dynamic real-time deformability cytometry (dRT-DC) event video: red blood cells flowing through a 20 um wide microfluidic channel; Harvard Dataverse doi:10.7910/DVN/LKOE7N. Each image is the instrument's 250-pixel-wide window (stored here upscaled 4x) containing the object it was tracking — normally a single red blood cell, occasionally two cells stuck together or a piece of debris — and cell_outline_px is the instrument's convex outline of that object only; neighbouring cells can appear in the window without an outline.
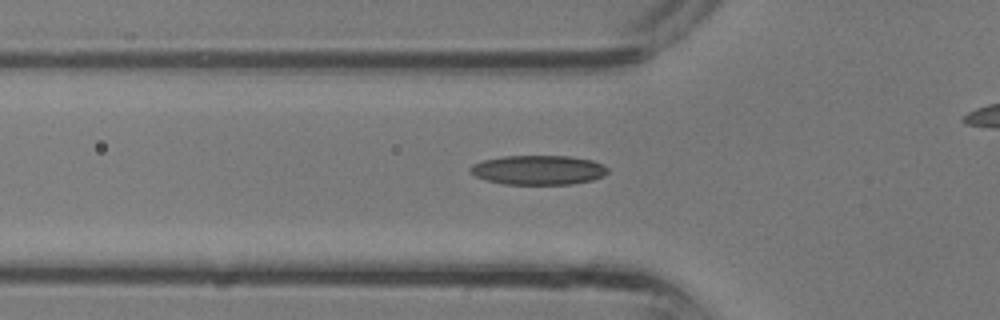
{"species": "common noctule bat (a hibernating species)", "species_latin": "Nyctalus noctula", "temperature_condition": "room temperature", "stored_images_in_passage": 28, "camera_frame_rate_fps": 3000, "um_per_image_px": 0.085, "animal": {"sex": "male", "body_mass_g": 13.3}, "frame": {"image": 1, "passage_image": 11, "time_ms": 3.333, "image_size_px": [1000, 320], "cell_outline_px": [[608, 172], [604, 176], [592, 180], [572, 184], [504, 184], [484, 180], [468, 172], [468, 168], [472, 164], [484, 160], [504, 156], [568, 156], [592, 160], [604, 164], [608, 168]], "centroid_in_image_um": [45.75, 14.45], "position_along_channel_um": 80.1, "area_um2": 23.76}}
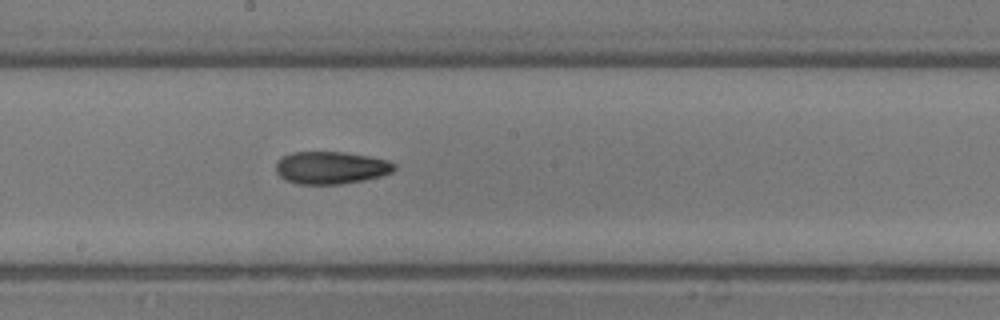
{"frame": {"image": 2, "passage_image": 18, "time_ms": 5.667, "image_size_px": [1000, 320], "cell_outline_px": [[396, 168], [392, 172], [380, 176], [364, 180], [340, 184], [296, 184], [284, 180], [276, 172], [276, 164], [284, 156], [292, 152], [340, 152], [368, 156], [388, 160], [396, 164]], "centroid_in_image_um": [28.13, 14.26], "position_along_channel_um": 220.1, "area_um2": 22.37}}
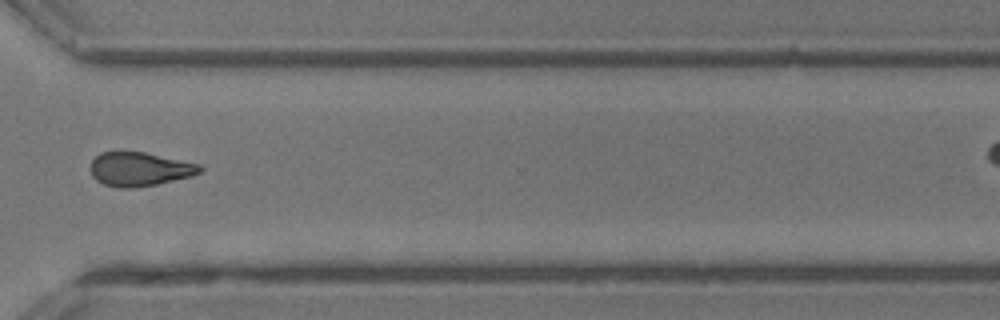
{"frame": {"image": 3, "passage_image": 25, "time_ms": 8.0, "image_size_px": [1000, 320], "cell_outline_px": [[204, 172], [192, 176], [156, 184], [132, 188], [120, 188], [104, 184], [96, 180], [92, 176], [88, 168], [92, 160], [100, 152], [144, 152], [200, 164], [204, 168]], "centroid_in_image_um": [11.86, 14.38], "position_along_channel_um": 358.7, "area_um2": 21.79}}